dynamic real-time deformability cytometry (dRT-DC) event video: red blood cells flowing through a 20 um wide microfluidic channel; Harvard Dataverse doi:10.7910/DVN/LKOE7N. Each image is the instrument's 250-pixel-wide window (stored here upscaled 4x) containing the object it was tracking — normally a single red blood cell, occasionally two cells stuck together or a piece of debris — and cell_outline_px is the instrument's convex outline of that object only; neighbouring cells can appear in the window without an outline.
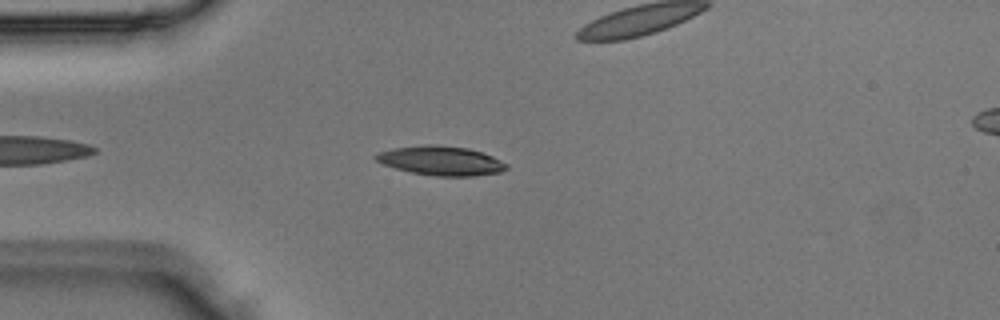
{"species": "Egyptian fruit bat (a non-hibernating species)", "species_latin": "Rousettus aegyptiacus", "temperature_condition": "room temperature", "stored_images_in_passage": 4, "camera_frame_rate_fps": 3000, "um_per_image_px": 0.085, "animal": {"sex": "male"}, "frame": {"image": 1, "passage_image": 3, "time_ms": 0.667, "image_size_px": [1000, 320], "cell_outline_px": [[508, 168], [500, 172], [472, 176], [436, 176], [412, 172], [396, 168], [384, 164], [376, 160], [372, 156], [376, 152], [396, 148], [424, 144], [436, 144], [468, 148], [492, 156], [508, 164]], "centroid_in_image_um": [37.47, 13.65], "position_along_channel_um": 47.5, "area_um2": 22.2}}